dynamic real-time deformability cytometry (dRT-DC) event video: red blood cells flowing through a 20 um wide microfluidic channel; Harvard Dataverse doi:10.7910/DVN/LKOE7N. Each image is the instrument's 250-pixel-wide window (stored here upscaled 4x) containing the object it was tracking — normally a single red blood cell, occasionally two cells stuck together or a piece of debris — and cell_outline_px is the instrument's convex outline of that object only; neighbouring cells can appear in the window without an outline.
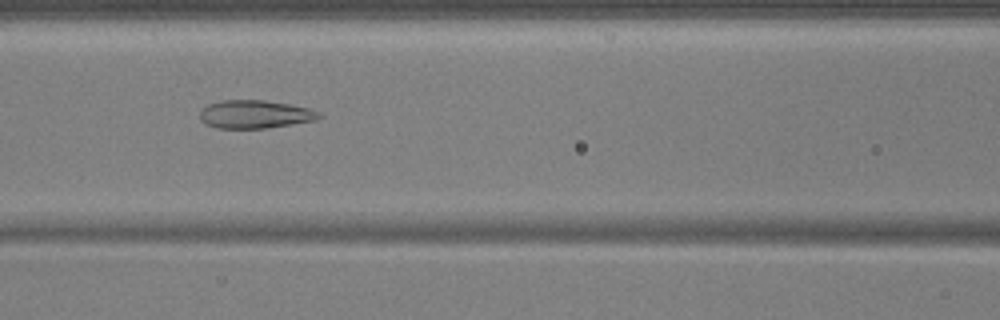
{"species": "common noctule bat (a hibernating species)", "species_latin": "Nyctalus noctula", "temperature_condition": "warm", "stored_images_in_passage": 54, "camera_frame_rate_fps": 3000, "um_per_image_px": 0.085, "animal": {"sex": "male", "body_mass_g": 17.9, "forearm_length_mm": 54.2}, "frame": {"image": 1, "passage_image": 24, "time_ms": 7.667, "image_size_px": [1000, 320], "cell_outline_px": [[324, 116], [316, 120], [292, 124], [264, 128], [216, 128], [204, 124], [200, 120], [200, 112], [208, 104], [220, 100], [264, 100], [288, 104], [308, 108]], "centroid_in_image_um": [21.63, 9.71], "position_along_channel_um": 145.0, "area_um2": 19.48}}
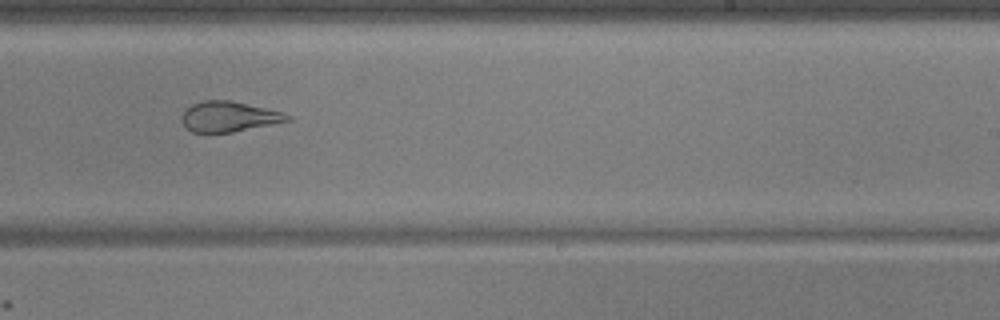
{"frame": {"image": 2, "passage_image": 34, "time_ms": 11.0, "image_size_px": [1000, 320], "cell_outline_px": [[292, 120], [232, 132], [192, 132], [180, 120], [184, 112], [192, 104], [204, 100], [232, 100], [280, 112], [292, 116]], "centroid_in_image_um": [19.45, 9.91], "position_along_channel_um": 269.5, "area_um2": 18.38}}
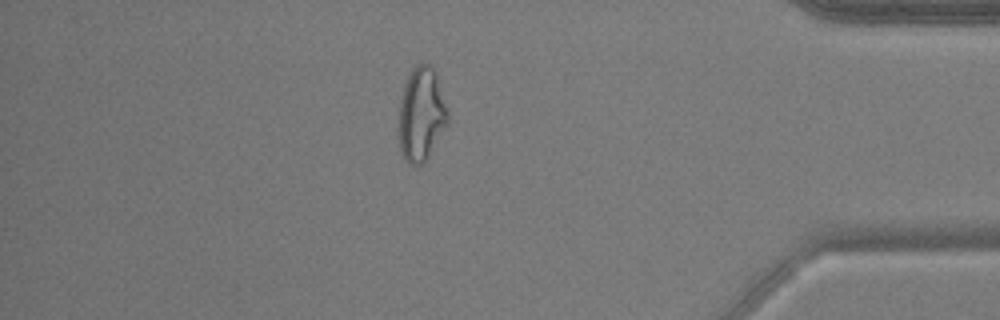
{"frame": {"image": 3, "passage_image": 47, "time_ms": 15.333, "image_size_px": [1000, 320], "cell_outline_px": [[448, 120], [428, 156], [420, 164], [408, 164], [404, 160], [400, 148], [400, 104], [404, 84], [412, 68], [420, 60], [428, 64], [436, 72], [448, 116]], "centroid_in_image_um": [35.79, 9.66], "position_along_channel_um": 399.4, "area_um2": 26.07}, "authors_computed_cell_mechanics": {"area_um2": 24.5939, "velocity_mm_per_s": 3.75, "shape_relaxation_time_tau1_ms": null, "shape_relaxation_time_tau2_ms": 1.1976, "deformation_change_tau1": null, "deformation_change_tau2": 0.0822}}